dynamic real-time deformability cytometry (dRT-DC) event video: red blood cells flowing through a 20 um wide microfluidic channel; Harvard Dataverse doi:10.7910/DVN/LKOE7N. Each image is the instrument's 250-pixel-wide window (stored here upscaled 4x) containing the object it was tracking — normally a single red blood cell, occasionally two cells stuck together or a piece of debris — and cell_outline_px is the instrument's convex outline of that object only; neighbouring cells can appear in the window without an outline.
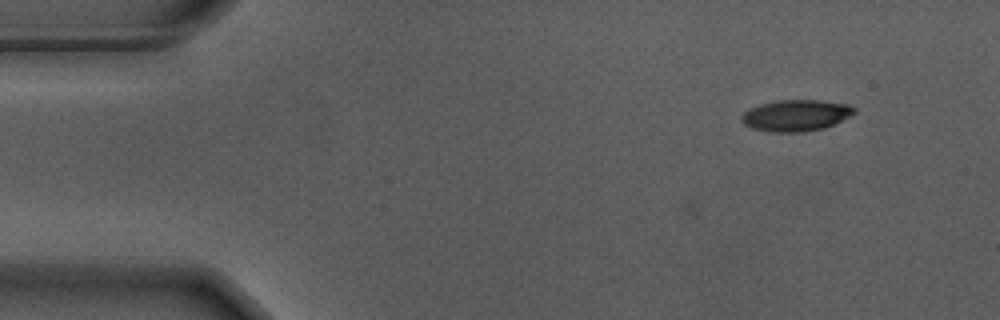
{"species": "Egyptian fruit bat (a non-hibernating species)", "species_latin": "Rousettus aegyptiacus", "temperature_condition": "warm", "stored_images_in_passage": 5, "camera_frame_rate_fps": 3000, "um_per_image_px": 0.085, "animal": {"sex": "male"}, "frame": {"image": 1, "passage_image": 5, "time_ms": 1.333, "image_size_px": [1000, 320], "cell_outline_px": [[856, 112], [824, 128], [804, 132], [772, 132], [752, 128], [744, 124], [740, 120], [740, 116], [744, 112], [760, 104], [776, 100], [816, 100], [848, 104], [856, 108]], "centroid_in_image_um": [67.62, 9.81], "position_along_channel_um": 17.4, "area_um2": 20.46}}